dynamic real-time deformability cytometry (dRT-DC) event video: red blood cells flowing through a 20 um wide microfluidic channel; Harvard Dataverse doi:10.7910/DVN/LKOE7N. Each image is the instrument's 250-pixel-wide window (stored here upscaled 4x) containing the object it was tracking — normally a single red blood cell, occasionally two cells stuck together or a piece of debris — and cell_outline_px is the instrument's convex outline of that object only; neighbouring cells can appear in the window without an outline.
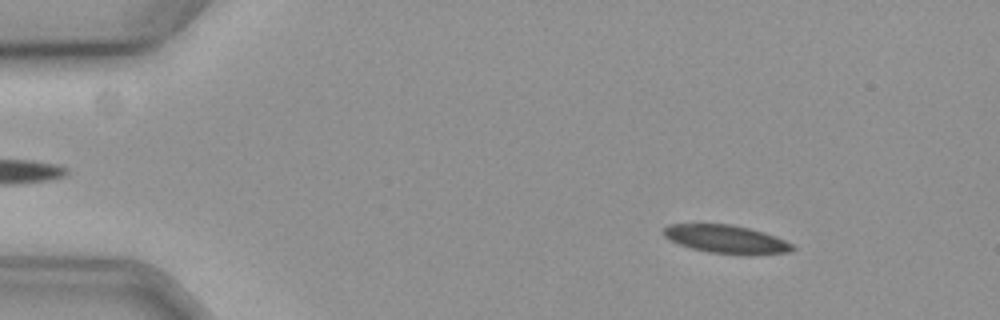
{"species": "common noctule bat (a hibernating species)", "species_latin": "Nyctalus noctula", "temperature_condition": "cold", "stored_images_in_passage": 58, "camera_frame_rate_fps": 3000, "um_per_image_px": 0.085, "animal": {"sex": "female", "body_mass_g": 19.3, "forearm_length_mm": 54.1}, "frame": {"image": 1, "passage_image": 8, "time_ms": 2.333, "image_size_px": [1000, 320], "cell_outline_px": [[796, 248], [788, 252], [708, 252], [692, 248], [668, 240], [664, 236], [664, 228], [668, 224], [732, 224], [764, 232], [776, 236], [792, 244]], "centroid_in_image_um": [61.64, 20.28], "position_along_channel_um": 23.4, "area_um2": 20.23}}
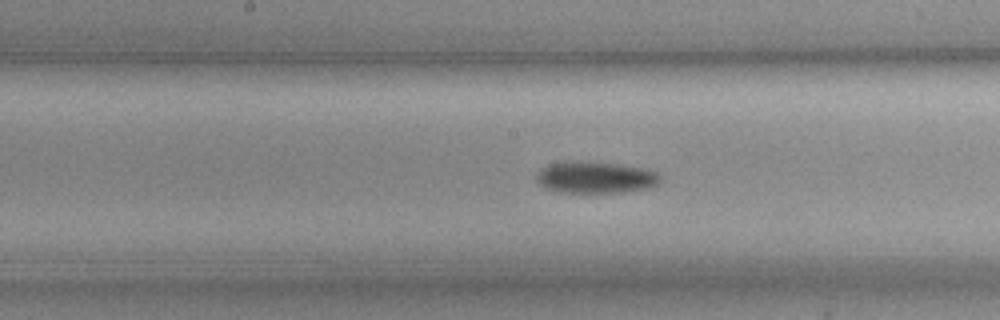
{"frame": {"image": 2, "passage_image": 30, "time_ms": 9.667, "image_size_px": [1000, 320], "cell_outline_px": [[660, 184], [648, 188], [620, 192], [552, 192], [540, 184], [536, 180], [536, 176], [540, 168], [548, 164], [568, 160], [616, 164], [644, 168], [656, 172], [660, 176]], "centroid_in_image_um": [50.57, 15.07], "position_along_channel_um": 197.6, "area_um2": 22.95}}
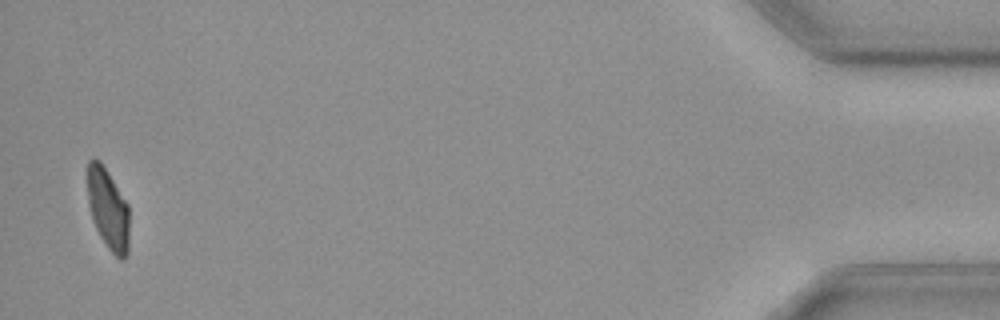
{"frame": {"image": 3, "passage_image": 57, "time_ms": 18.667, "image_size_px": [1000, 320], "cell_outline_px": [[128, 252], [124, 260], [120, 260], [108, 248], [100, 236], [96, 228], [88, 204], [88, 160], [92, 156], [100, 160], [128, 204]], "centroid_in_image_um": [9.18, 17.75], "position_along_channel_um": 426.0, "area_um2": 19.59}}